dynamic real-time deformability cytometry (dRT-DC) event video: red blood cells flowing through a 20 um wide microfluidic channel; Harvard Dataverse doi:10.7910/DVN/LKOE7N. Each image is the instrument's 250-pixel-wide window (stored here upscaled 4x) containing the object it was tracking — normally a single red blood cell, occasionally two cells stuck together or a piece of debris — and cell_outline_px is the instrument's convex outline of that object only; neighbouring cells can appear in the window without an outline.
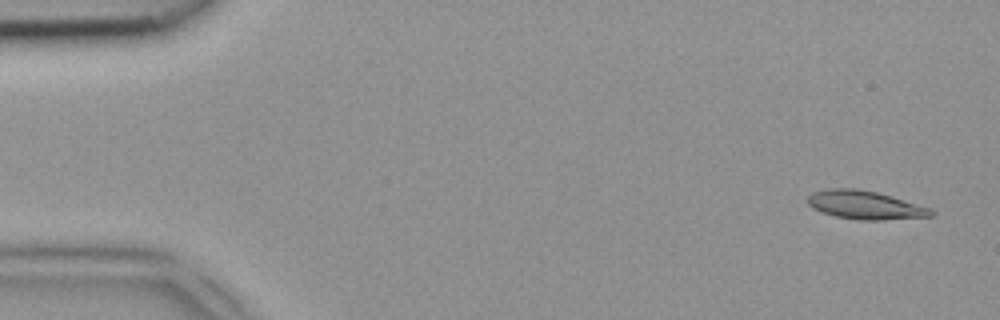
{"species": "common noctule bat (a hibernating species)", "species_latin": "Nyctalus noctula", "temperature_condition": "room temperature", "stored_images_in_passage": 47, "camera_frame_rate_fps": 3000, "um_per_image_px": 0.085, "animal": {"sex": "female", "body_mass_g": 18.4}, "frame": {"image": 1, "passage_image": 2, "time_ms": 0.333, "image_size_px": [1000, 320], "cell_outline_px": [[936, 212], [932, 216], [880, 220], [860, 220], [836, 216], [820, 212], [812, 208], [808, 204], [808, 196], [812, 192], [828, 188], [856, 188], [876, 192], [892, 196], [932, 208]], "centroid_in_image_um": [73.53, 17.42], "position_along_channel_um": 11.5, "area_um2": 20.58}}
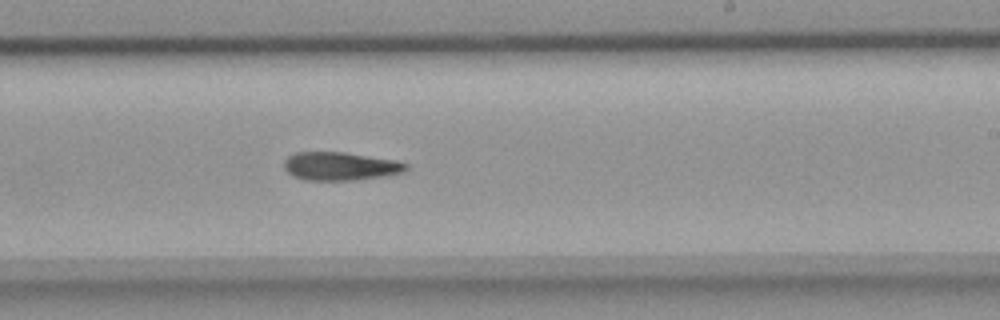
{"frame": {"image": 2, "passage_image": 28, "time_ms": 9.0, "image_size_px": [1000, 320], "cell_outline_px": [[408, 168], [404, 172], [384, 176], [356, 180], [304, 180], [292, 176], [284, 168], [284, 160], [288, 156], [296, 152], [344, 152], [396, 160], [408, 164]], "centroid_in_image_um": [28.92, 14.13], "position_along_channel_um": 260.1, "area_um2": 20.23}}
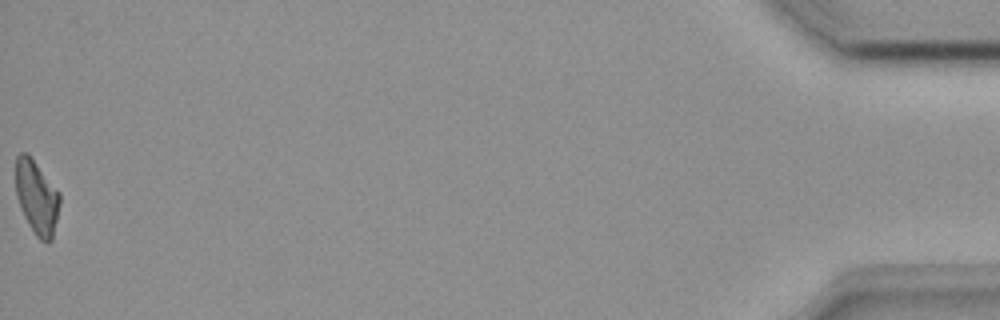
{"frame": {"image": 3, "passage_image": 47, "time_ms": 15.333, "image_size_px": [1000, 320], "cell_outline_px": [[60, 204], [52, 240], [48, 244], [40, 240], [36, 236], [24, 216], [20, 208], [16, 196], [16, 156], [20, 152], [28, 152], [60, 192]], "centroid_in_image_um": [3.13, 16.75], "position_along_channel_um": 432.1, "area_um2": 19.25}}